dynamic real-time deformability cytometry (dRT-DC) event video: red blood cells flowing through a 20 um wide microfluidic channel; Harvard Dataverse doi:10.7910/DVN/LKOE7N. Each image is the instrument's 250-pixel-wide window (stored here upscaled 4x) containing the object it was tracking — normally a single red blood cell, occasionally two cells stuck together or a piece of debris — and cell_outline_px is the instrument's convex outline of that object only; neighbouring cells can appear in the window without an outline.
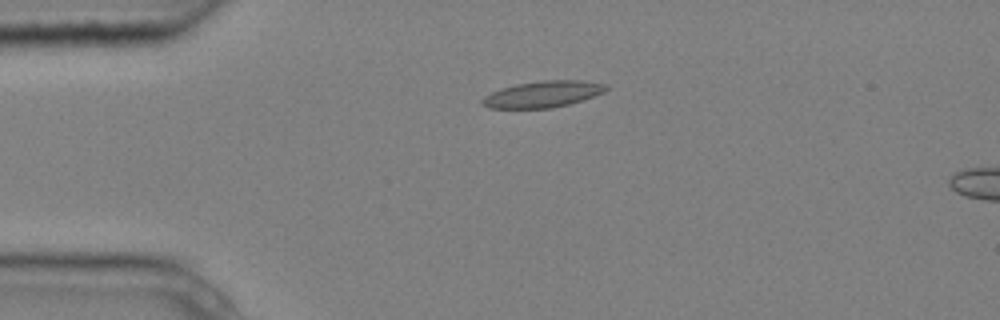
{"species": "common noctule bat (a hibernating species)", "species_latin": "Nyctalus noctula", "temperature_condition": "cold", "stored_images_in_passage": 5, "camera_frame_rate_fps": 3000, "um_per_image_px": 0.085, "animal": {"sex": "male", "body_mass_g": 20.4}, "frame": {"image": 1, "passage_image": 4, "time_ms": 1.0, "image_size_px": [1000, 320], "cell_outline_px": [[608, 88], [604, 92], [568, 104], [552, 108], [488, 108], [480, 104], [480, 100], [484, 96], [500, 88], [516, 84], [544, 80], [580, 80], [604, 84]], "centroid_in_image_um": [46.07, 8.01], "position_along_channel_um": 38.9, "area_um2": 18.9}}